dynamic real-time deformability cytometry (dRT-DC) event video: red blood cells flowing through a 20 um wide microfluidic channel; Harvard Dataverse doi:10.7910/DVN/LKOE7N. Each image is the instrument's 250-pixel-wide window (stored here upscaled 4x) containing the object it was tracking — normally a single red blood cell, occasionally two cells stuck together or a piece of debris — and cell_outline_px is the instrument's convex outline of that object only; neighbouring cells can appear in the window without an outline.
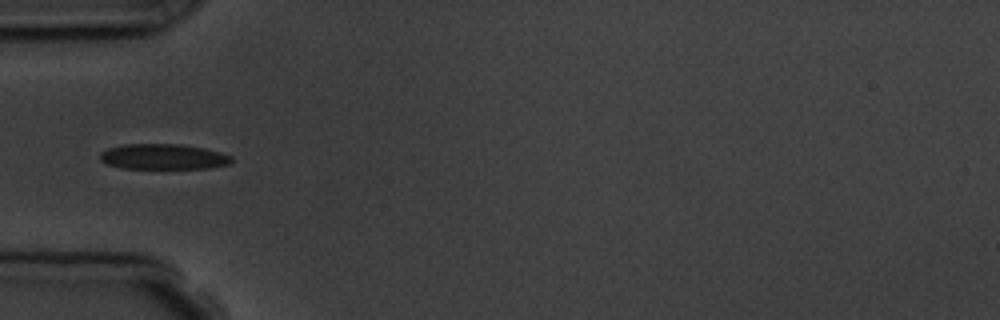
{"species": "common noctule bat (a hibernating species)", "species_latin": "Nyctalus noctula", "temperature_condition": "room temperature", "stored_images_in_passage": 4, "camera_frame_rate_fps": 3000, "um_per_image_px": 0.085, "animal": {"sex": "male", "body_mass_g": 19.5, "forearm_length_mm": 54.6}, "frame": {"image": 1, "passage_image": 4, "time_ms": 4.0, "image_size_px": [1000, 320], "cell_outline_px": [[232, 160], [228, 164], [208, 168], [120, 168], [108, 164], [100, 160], [100, 152], [108, 148], [124, 144], [180, 144], [204, 148], [220, 152], [232, 156]], "centroid_in_image_um": [13.86, 13.31], "position_along_channel_um": 71.1, "area_um2": 19.42}}